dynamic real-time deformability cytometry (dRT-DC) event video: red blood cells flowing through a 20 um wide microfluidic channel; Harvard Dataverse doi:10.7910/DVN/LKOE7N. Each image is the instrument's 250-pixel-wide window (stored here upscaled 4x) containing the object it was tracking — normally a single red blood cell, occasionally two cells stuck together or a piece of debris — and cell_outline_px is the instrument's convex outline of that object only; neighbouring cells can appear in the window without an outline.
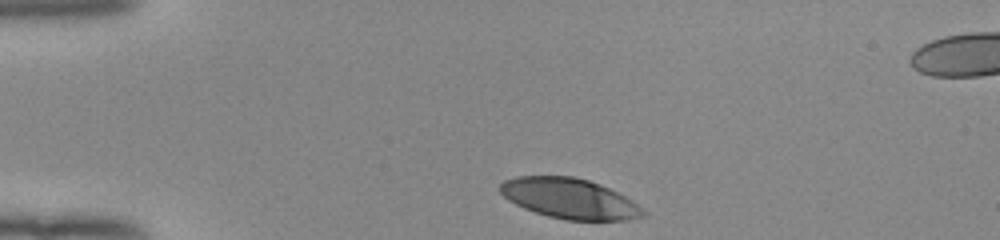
{"species": "human", "species_latin": "Homo sapiens", "temperature_condition": "room temperature", "stored_images_in_passage": 33, "camera_frame_rate_fps": 3000, "um_per_image_px": 0.085, "donor": {"sex": "female"}, "frame": {"image": 1, "passage_image": 1, "time_ms": 0.0, "image_size_px": [1000, 240], "cell_outline_px": [[648, 212], [644, 216], [628, 220], [568, 220], [548, 216], [524, 208], [508, 200], [500, 192], [500, 184], [504, 180], [516, 176], [572, 176], [588, 180], [600, 184], [632, 200]], "centroid_in_image_um": [48.42, 16.87], "position_along_channel_um": 36.6, "area_um2": 33.47}}
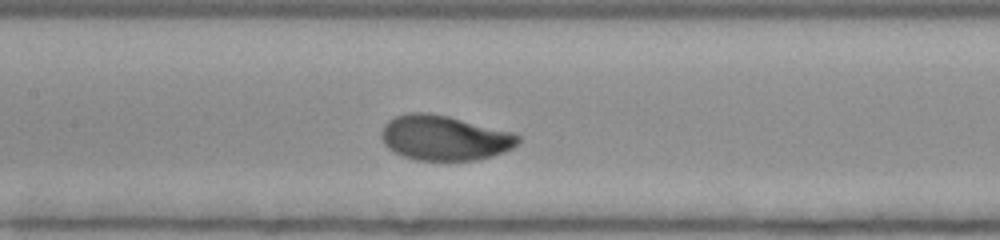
{"frame": {"image": 2, "passage_image": 15, "time_ms": 4.667, "image_size_px": [1000, 240], "cell_outline_px": [[520, 140], [512, 148], [504, 152], [492, 156], [476, 160], [416, 160], [392, 152], [384, 144], [380, 136], [380, 132], [384, 124], [388, 120], [396, 116], [408, 112], [428, 112], [448, 116], [516, 132], [520, 136]], "centroid_in_image_um": [37.77, 11.71], "position_along_channel_um": 169.6, "area_um2": 36.24}}
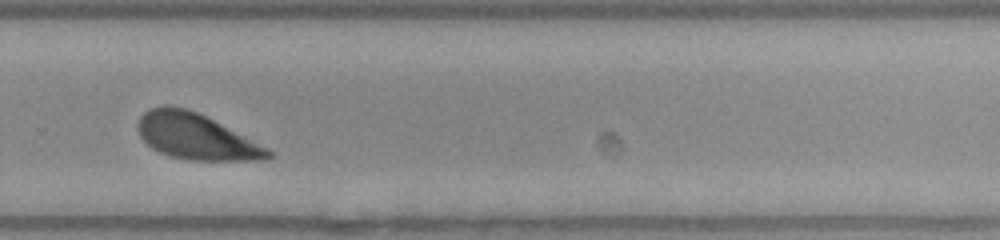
{"frame": {"image": 3, "passage_image": 26, "time_ms": 8.333, "image_size_px": [1000, 240], "cell_outline_px": [[272, 156], [264, 160], [188, 160], [168, 156], [152, 148], [140, 136], [136, 128], [136, 124], [140, 116], [144, 112], [152, 108], [164, 104], [184, 108], [196, 112], [268, 148], [272, 152]], "centroid_in_image_um": [16.6, 11.61], "position_along_channel_um": 313.2, "area_um2": 34.39}, "authors_computed_cell_mechanics": {"area_um2": 35.6626, "velocity_mm_per_s": 3.9403, "shape_relaxation_time_tau1_ms": 2.3757, "shape_relaxation_time_tau2_ms": null, "deformation_change_tau1": 0.1654, "deformation_change_tau2": null}}